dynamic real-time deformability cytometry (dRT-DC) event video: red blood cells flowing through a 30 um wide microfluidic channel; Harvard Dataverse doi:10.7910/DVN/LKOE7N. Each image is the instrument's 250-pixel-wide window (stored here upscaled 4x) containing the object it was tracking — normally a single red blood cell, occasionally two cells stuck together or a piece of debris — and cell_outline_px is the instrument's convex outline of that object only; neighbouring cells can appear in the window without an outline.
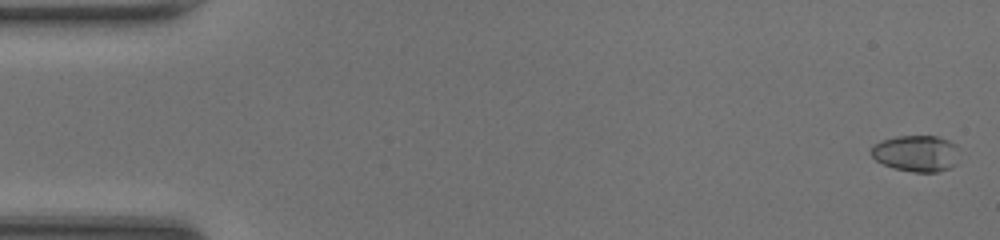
{"species": "common noctule bat (a hibernating species)", "species_latin": "Nyctalus noctula", "temperature_condition": "room temperature", "stored_images_in_passage": 49, "camera_frame_rate_fps": 3000, "um_per_image_px": 0.085, "animal": {"sex": "female", "body_mass_g": 20.0, "forearm_length_mm": 54.0}, "frame": {"image": 1, "passage_image": 2, "time_ms": 0.333, "image_size_px": [1000, 240], "cell_outline_px": [[960, 148], [956, 164], [948, 168], [936, 172], [912, 172], [896, 168], [884, 164], [876, 160], [872, 156], [872, 148], [880, 140], [896, 136], [936, 136], [948, 140], [956, 144]], "centroid_in_image_um": [77.93, 13.03], "position_along_channel_um": 7.1, "area_um2": 18.67}}
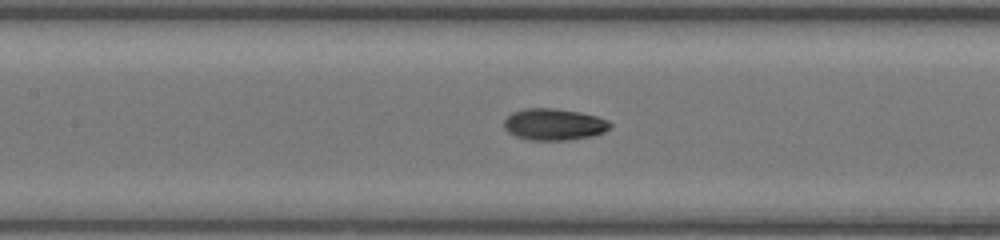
{"frame": {"image": 2, "passage_image": 23, "time_ms": 7.333, "image_size_px": [1000, 240], "cell_outline_px": [[612, 128], [604, 132], [592, 136], [568, 140], [528, 140], [516, 136], [508, 132], [504, 128], [504, 120], [512, 112], [524, 108], [552, 108], [580, 112], [596, 116], [608, 120], [612, 124]], "centroid_in_image_um": [47.1, 10.57], "position_along_channel_um": 160.3, "area_um2": 19.71}}
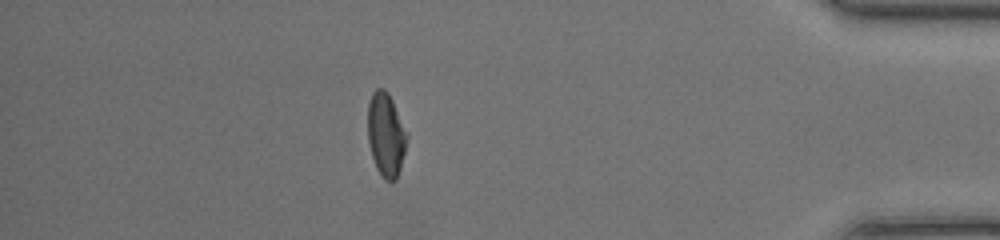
{"frame": {"image": 3, "passage_image": 43, "time_ms": 14.0, "image_size_px": [1000, 240], "cell_outline_px": [[408, 136], [400, 168], [396, 180], [384, 180], [376, 168], [372, 156], [368, 140], [368, 104], [372, 92], [376, 88], [384, 88], [388, 92], [408, 132]], "centroid_in_image_um": [32.8, 11.42], "position_along_channel_um": 402.4, "area_um2": 19.13}, "authors_computed_cell_mechanics": {"area_um2": 19.0162, "velocity_mm_per_s": 4.3277, "shape_relaxation_time_tau1_ms": 8.1693, "shape_relaxation_time_tau2_ms": 2.405, "deformation_change_tau1": 0.245, "deformation_change_tau2": 0.0758}}